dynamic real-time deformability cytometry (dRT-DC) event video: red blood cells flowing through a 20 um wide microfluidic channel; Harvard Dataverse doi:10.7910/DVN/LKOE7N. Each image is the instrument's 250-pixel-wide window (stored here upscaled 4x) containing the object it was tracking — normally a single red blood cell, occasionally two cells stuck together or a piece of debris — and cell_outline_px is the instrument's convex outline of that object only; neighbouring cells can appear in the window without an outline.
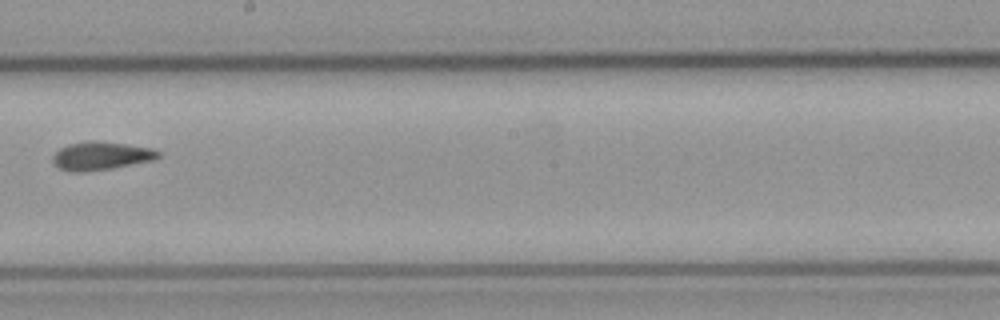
{"species": "common noctule bat (a hibernating species)", "species_latin": "Nyctalus noctula", "temperature_condition": "cold", "stored_images_in_passage": 10, "camera_frame_rate_fps": 3000, "um_per_image_px": 0.085, "animal": {"sex": "male", "body_mass_g": 23.1, "forearm_length_mm": 52.7}, "frame": {"image": 1, "passage_image": 9, "time_ms": 9.667, "image_size_px": [1000, 320], "cell_outline_px": [[160, 156], [152, 160], [112, 168], [84, 172], [72, 172], [60, 168], [52, 160], [52, 156], [60, 148], [68, 144], [88, 140], [96, 140], [152, 148], [160, 152]], "centroid_in_image_um": [8.56, 13.24], "position_along_channel_um": 239.6, "area_um2": 17.28}}
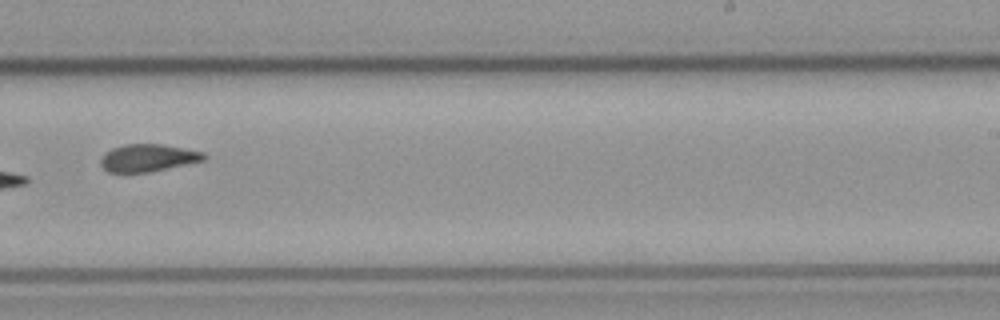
{"frame": {"image": 2, "passage_image": 10, "time_ms": 10.667, "image_size_px": [1000, 320], "cell_outline_px": [[208, 156], [204, 160], [148, 172], [108, 172], [100, 164], [100, 160], [104, 152], [112, 148], [124, 144], [164, 144], [204, 152]], "centroid_in_image_um": [12.56, 13.4], "position_along_channel_um": 276.4, "area_um2": 16.47}}